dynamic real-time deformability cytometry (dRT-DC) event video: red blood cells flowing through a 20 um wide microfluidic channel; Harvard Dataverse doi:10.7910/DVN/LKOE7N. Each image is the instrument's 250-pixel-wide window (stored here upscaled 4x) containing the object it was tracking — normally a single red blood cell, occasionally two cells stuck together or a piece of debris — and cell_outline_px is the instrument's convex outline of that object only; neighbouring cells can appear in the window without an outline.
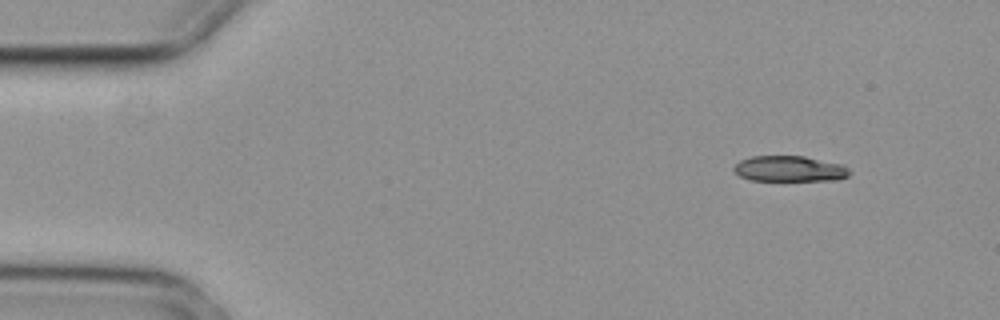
{"species": "common noctule bat (a hibernating species)", "species_latin": "Nyctalus noctula", "temperature_condition": "cold", "stored_images_in_passage": 4, "camera_frame_rate_fps": 3000, "um_per_image_px": 0.085, "animal": {"sex": "female", "body_mass_g": 29.2, "forearm_length_mm": 56.3}, "frame": {"image": 1, "passage_image": 1, "time_ms": 0.0, "image_size_px": [1000, 320], "cell_outline_px": [[852, 172], [848, 176], [836, 180], [752, 180], [740, 176], [732, 168], [740, 160], [752, 156], [804, 156], [844, 164]], "centroid_in_image_um": [67.15, 14.34], "position_along_channel_um": 17.8, "area_um2": 17.34}}
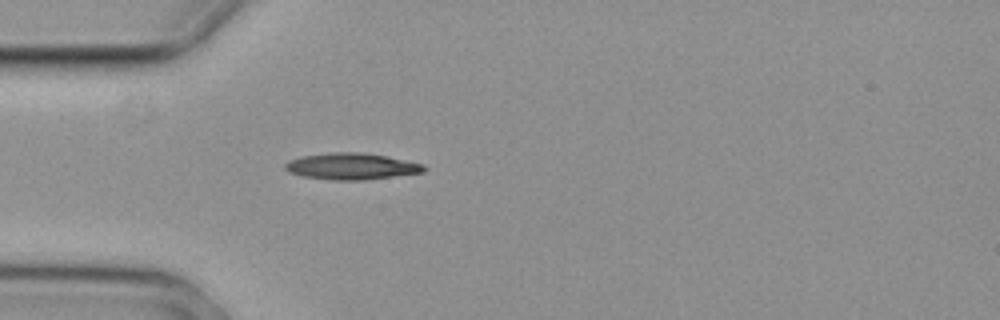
{"frame": {"image": 2, "passage_image": 4, "time_ms": 1.0, "image_size_px": [1000, 320], "cell_outline_px": [[428, 168], [424, 172], [364, 180], [332, 180], [304, 176], [288, 172], [284, 168], [284, 164], [288, 160], [300, 156], [332, 152], [360, 152], [388, 156], [424, 164]], "centroid_in_image_um": [29.87, 14.13], "position_along_channel_um": 55.1, "area_um2": 21.56}}